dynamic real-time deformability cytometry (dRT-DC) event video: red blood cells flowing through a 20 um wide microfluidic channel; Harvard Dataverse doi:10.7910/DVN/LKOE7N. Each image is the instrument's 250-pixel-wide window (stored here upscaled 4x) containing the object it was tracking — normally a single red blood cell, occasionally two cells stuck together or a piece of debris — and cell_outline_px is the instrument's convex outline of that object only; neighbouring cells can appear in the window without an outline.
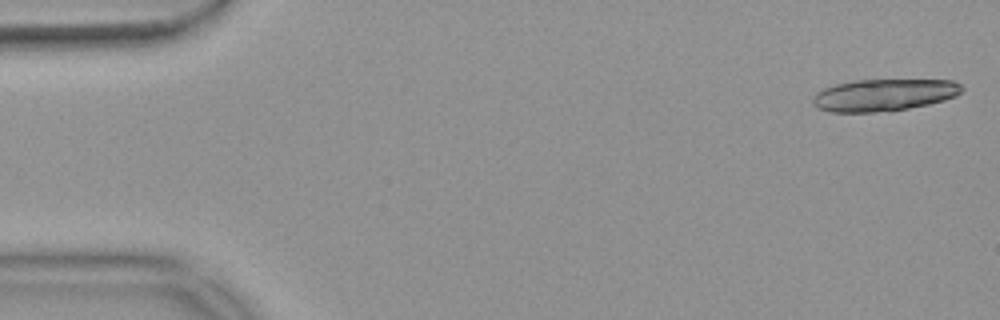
{"species": "common noctule bat (a hibernating species)", "species_latin": "Nyctalus noctula", "temperature_condition": "warm", "stored_images_in_passage": 18, "camera_frame_rate_fps": 3000, "um_per_image_px": 0.085, "animal": {"sex": "female", "body_mass_g": 18.4}, "frame": {"image": 1, "passage_image": 1, "time_ms": 0.0, "image_size_px": [1000, 320], "cell_outline_px": [[964, 88], [956, 96], [944, 100], [928, 104], [888, 112], [832, 112], [820, 108], [812, 104], [812, 96], [816, 92], [824, 88], [836, 84], [856, 80], [952, 80], [960, 84]], "centroid_in_image_um": [75.12, 8.07], "position_along_channel_um": 9.9, "area_um2": 27.86}}